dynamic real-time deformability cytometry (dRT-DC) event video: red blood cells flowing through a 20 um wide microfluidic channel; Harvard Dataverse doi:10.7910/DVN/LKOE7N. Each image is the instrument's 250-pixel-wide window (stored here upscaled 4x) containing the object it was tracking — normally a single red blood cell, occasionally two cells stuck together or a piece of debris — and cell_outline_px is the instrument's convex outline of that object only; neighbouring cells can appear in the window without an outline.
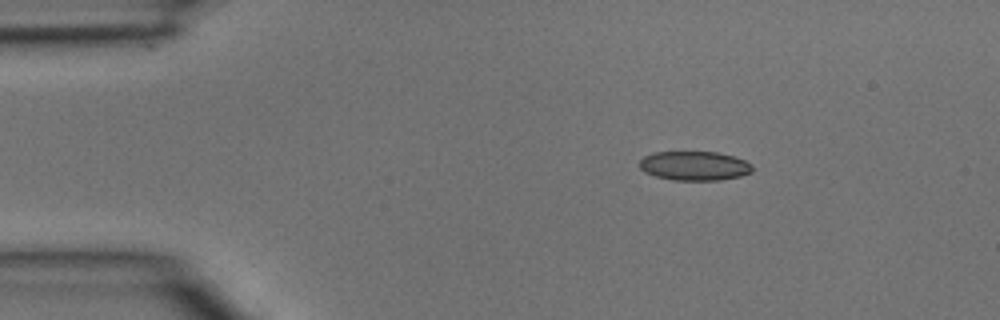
{"species": "common noctule bat (a hibernating species)", "species_latin": "Nyctalus noctula", "temperature_condition": "room temperature", "stored_images_in_passage": 3, "camera_frame_rate_fps": 3000, "um_per_image_px": 0.085, "animal": {"sex": "male", "body_mass_g": 15.6}, "frame": {"image": 1, "passage_image": 1, "time_ms": 0.0, "image_size_px": [1000, 320], "cell_outline_px": [[752, 172], [740, 176], [720, 180], [672, 180], [656, 176], [644, 172], [640, 168], [640, 160], [644, 156], [652, 152], [716, 152], [732, 156], [744, 160], [752, 164]], "centroid_in_image_um": [59.01, 14.09], "position_along_channel_um": 26.0, "area_um2": 19.19}}
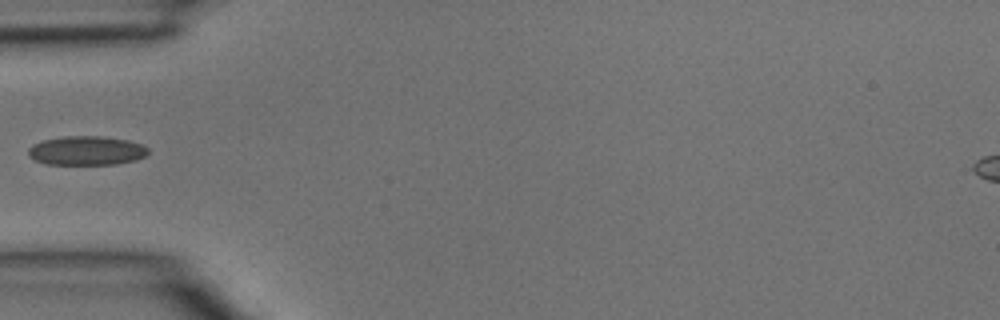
{"frame": {"image": 2, "passage_image": 3, "time_ms": 0.667, "image_size_px": [1000, 320], "cell_outline_px": [[148, 152], [144, 156], [136, 160], [116, 164], [44, 164], [28, 156], [28, 148], [32, 144], [44, 140], [64, 136], [100, 136], [128, 140], [140, 144], [148, 148]], "centroid_in_image_um": [7.33, 12.8], "position_along_channel_um": 77.7, "area_um2": 20.29}}